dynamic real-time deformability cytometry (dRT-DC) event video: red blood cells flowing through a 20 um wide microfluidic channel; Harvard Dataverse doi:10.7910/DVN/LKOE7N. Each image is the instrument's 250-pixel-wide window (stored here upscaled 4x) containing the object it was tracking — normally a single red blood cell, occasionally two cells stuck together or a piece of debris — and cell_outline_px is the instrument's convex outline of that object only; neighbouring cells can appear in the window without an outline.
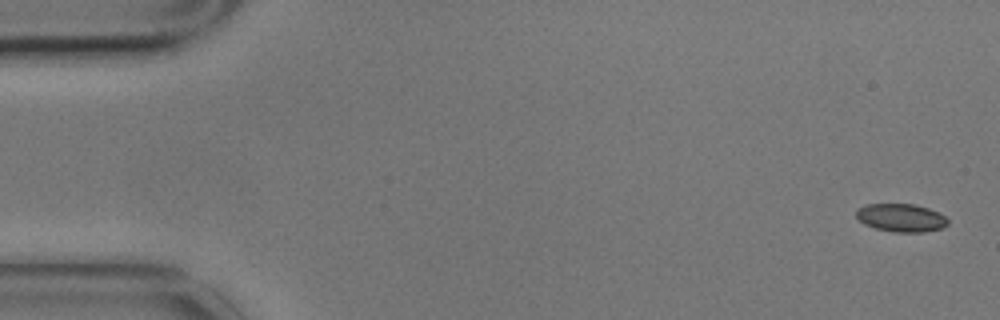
{"species": "common noctule bat (a hibernating species)", "species_latin": "Nyctalus noctula", "temperature_condition": "cold", "stored_images_in_passage": 5, "camera_frame_rate_fps": 3000, "um_per_image_px": 0.085, "animal": {"sex": "male", "body_mass_g": 17.9}, "frame": {"image": 1, "passage_image": 1, "time_ms": 0.0, "image_size_px": [1000, 320], "cell_outline_px": [[948, 224], [940, 228], [924, 232], [892, 232], [876, 228], [864, 224], [856, 216], [856, 208], [864, 204], [916, 204], [940, 212], [948, 220]], "centroid_in_image_um": [76.58, 18.5], "position_along_channel_um": 8.4, "area_um2": 15.09}}